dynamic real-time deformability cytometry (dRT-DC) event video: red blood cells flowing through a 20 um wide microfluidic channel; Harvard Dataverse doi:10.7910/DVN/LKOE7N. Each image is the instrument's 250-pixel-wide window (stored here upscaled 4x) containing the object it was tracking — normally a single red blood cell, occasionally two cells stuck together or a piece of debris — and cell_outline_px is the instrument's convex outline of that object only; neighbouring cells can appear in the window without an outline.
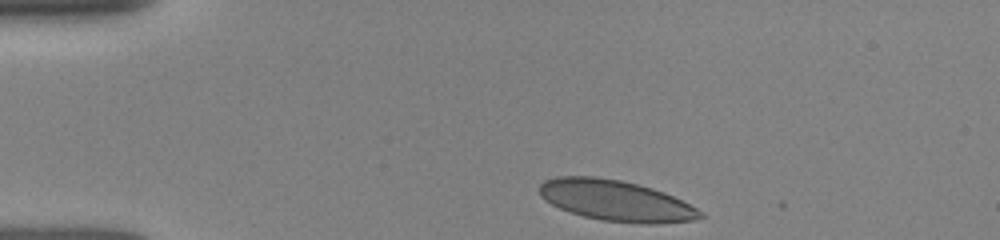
{"species": "human", "species_latin": "Homo sapiens", "temperature_condition": "room temperature", "stored_images_in_passage": 7, "camera_frame_rate_fps": 3000, "um_per_image_px": 0.085, "donor": {"sex": "female"}, "frame": {"image": 1, "passage_image": 1, "time_ms": 0.0, "image_size_px": [1000, 240], "cell_outline_px": [[704, 216], [692, 220], [652, 224], [644, 224], [600, 220], [584, 216], [560, 208], [544, 200], [540, 196], [540, 184], [544, 180], [556, 176], [596, 176], [620, 180], [652, 188], [664, 192], [704, 212]], "centroid_in_image_um": [52.32, 17.04], "position_along_channel_um": 32.7, "area_um2": 38.03}}
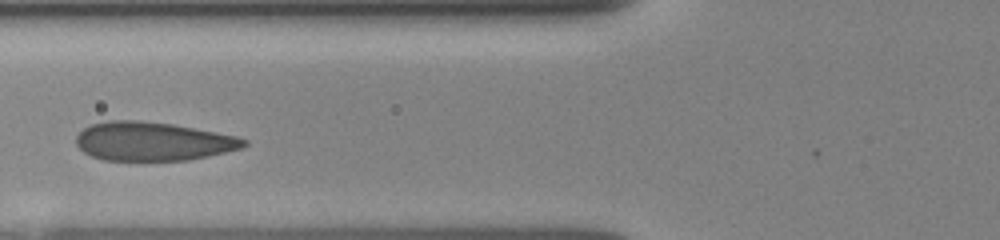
{"frame": {"image": 2, "passage_image": 5, "time_ms": 3.333, "image_size_px": [1000, 240], "cell_outline_px": [[248, 144], [240, 148], [208, 156], [188, 160], [104, 160], [92, 156], [84, 152], [76, 144], [76, 136], [84, 128], [92, 124], [108, 120], [140, 120], [172, 124], [236, 136], [248, 140]], "centroid_in_image_um": [12.97, 12.01], "position_along_channel_um": 112.8, "area_um2": 37.63}}
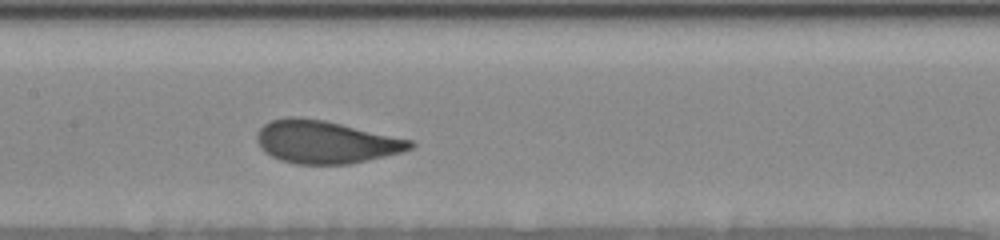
{"frame": {"image": 3, "passage_image": 7, "time_ms": 5.0, "image_size_px": [1000, 240], "cell_outline_px": [[416, 144], [412, 148], [400, 152], [384, 156], [348, 164], [296, 164], [280, 160], [264, 152], [260, 148], [256, 140], [256, 136], [260, 128], [264, 124], [272, 120], [288, 116], [296, 116], [324, 120], [412, 140]], "centroid_in_image_um": [27.63, 12.06], "position_along_channel_um": 179.8, "area_um2": 38.03}}